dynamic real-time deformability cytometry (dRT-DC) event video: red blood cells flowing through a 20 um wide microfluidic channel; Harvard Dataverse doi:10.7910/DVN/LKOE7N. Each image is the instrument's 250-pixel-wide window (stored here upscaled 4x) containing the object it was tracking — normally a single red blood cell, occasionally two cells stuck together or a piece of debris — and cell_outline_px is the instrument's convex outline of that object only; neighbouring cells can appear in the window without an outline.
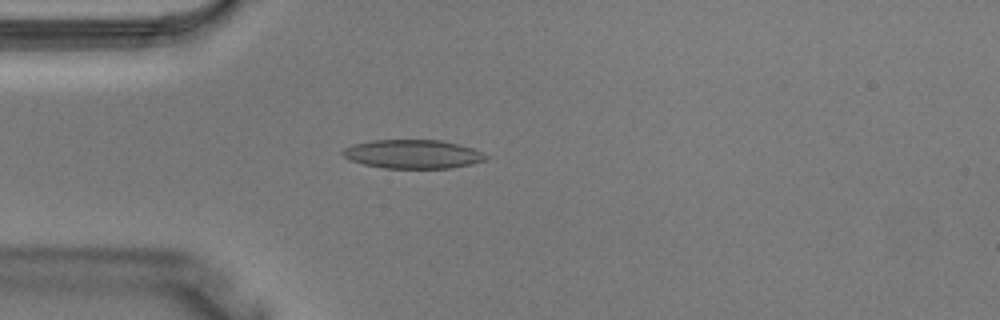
{"species": "Egyptian fruit bat (a non-hibernating species)", "species_latin": "Rousettus aegyptiacus", "temperature_condition": "warm", "stored_images_in_passage": 3, "camera_frame_rate_fps": 3000, "um_per_image_px": 0.085, "animal": {"sex": "male"}, "frame": {"image": 1, "passage_image": 3, "time_ms": 0.667, "image_size_px": [1000, 320], "cell_outline_px": [[488, 160], [472, 164], [452, 168], [384, 168], [364, 164], [352, 160], [344, 156], [340, 152], [344, 148], [352, 144], [372, 140], [440, 140], [472, 148], [488, 156]], "centroid_in_image_um": [35.09, 13.1], "position_along_channel_um": 49.9, "area_um2": 23.93}}